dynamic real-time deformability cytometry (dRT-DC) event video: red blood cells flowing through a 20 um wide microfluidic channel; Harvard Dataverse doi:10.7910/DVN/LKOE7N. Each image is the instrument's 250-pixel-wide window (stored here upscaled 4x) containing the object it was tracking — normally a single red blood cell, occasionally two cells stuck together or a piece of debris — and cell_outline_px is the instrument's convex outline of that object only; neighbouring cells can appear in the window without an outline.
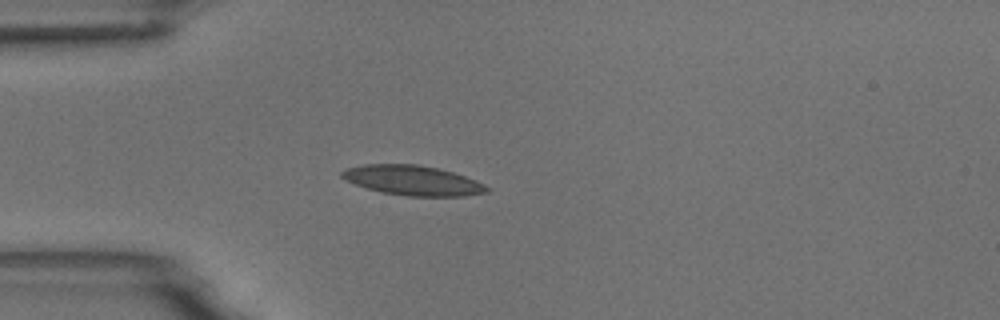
{"species": "common noctule bat (a hibernating species)", "species_latin": "Nyctalus noctula", "temperature_condition": "room temperature", "stored_images_in_passage": 4, "camera_frame_rate_fps": 3000, "um_per_image_px": 0.085, "animal": {"sex": "male", "body_mass_g": 18.8}, "frame": {"image": 1, "passage_image": 4, "time_ms": 3.333, "image_size_px": [1000, 320], "cell_outline_px": [[492, 188], [488, 192], [464, 196], [408, 196], [380, 192], [356, 184], [340, 176], [340, 172], [348, 168], [364, 164], [420, 164], [452, 172], [476, 180]], "centroid_in_image_um": [35.11, 15.33], "position_along_channel_um": 49.9, "area_um2": 25.09}}